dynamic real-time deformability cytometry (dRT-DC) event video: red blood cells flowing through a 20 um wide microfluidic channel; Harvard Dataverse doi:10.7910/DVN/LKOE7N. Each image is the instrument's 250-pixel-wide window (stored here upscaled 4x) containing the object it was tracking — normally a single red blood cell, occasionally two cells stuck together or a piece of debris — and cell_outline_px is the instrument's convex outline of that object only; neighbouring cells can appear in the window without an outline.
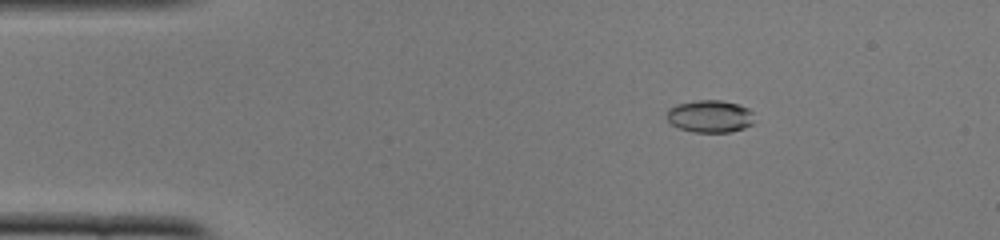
{"species": "common noctule bat (a hibernating species)", "species_latin": "Nyctalus noctula", "temperature_condition": "cold", "stored_images_in_passage": 51, "camera_frame_rate_fps": 3000, "um_per_image_px": 0.085, "animal": {"sex": "female", "body_mass_g": 22.0, "forearm_length_mm": 56.7}, "frame": {"image": 1, "passage_image": 8, "time_ms": 2.333, "image_size_px": [1000, 240], "cell_outline_px": [[752, 124], [744, 128], [732, 132], [692, 132], [680, 128], [672, 124], [668, 120], [668, 108], [676, 104], [700, 100], [720, 100], [736, 104], [748, 108], [752, 112]], "centroid_in_image_um": [60.34, 9.89], "position_along_channel_um": 24.7, "area_um2": 16.36}}
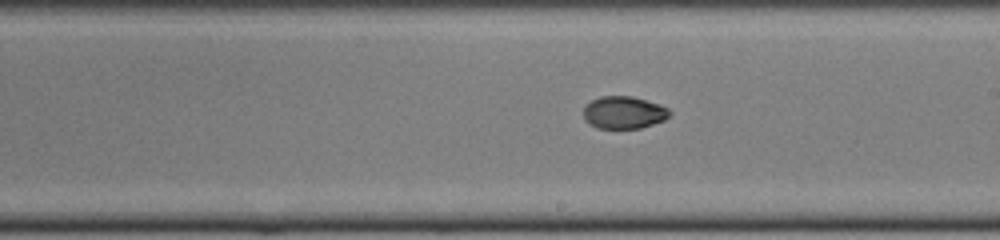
{"frame": {"image": 2, "passage_image": 29, "time_ms": 9.333, "image_size_px": [1000, 240], "cell_outline_px": [[672, 112], [664, 120], [640, 128], [596, 128], [588, 124], [584, 120], [584, 108], [592, 100], [600, 96], [632, 96], [660, 104], [668, 108]], "centroid_in_image_um": [53.02, 9.56], "position_along_channel_um": 236.0, "area_um2": 16.3}}
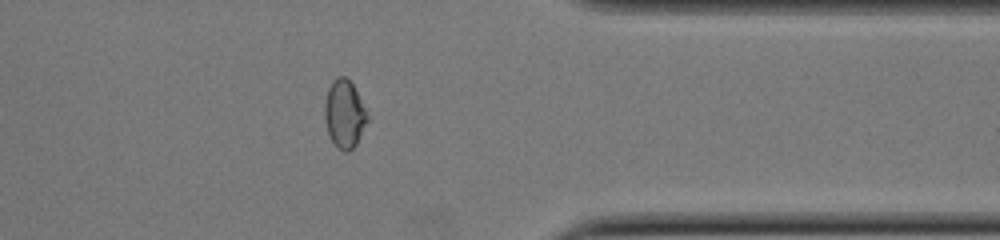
{"frame": {"image": 3, "passage_image": 41, "time_ms": 13.333, "image_size_px": [1000, 240], "cell_outline_px": [[368, 120], [356, 144], [348, 152], [344, 152], [336, 148], [328, 132], [324, 120], [324, 104], [328, 88], [332, 80], [336, 76], [344, 76], [352, 84], [368, 108]], "centroid_in_image_um": [29.28, 9.67], "position_along_channel_um": 382.1, "area_um2": 17.22}, "authors_computed_cell_mechanics": {"area_um2": 16.7042, "velocity_mm_per_s": 3.9294, "shape_relaxation_time_tau1_ms": 5.8104, "shape_relaxation_time_tau2_ms": 1.5493, "deformation_change_tau1": 0.1654, "deformation_change_tau2": 0.0289}}